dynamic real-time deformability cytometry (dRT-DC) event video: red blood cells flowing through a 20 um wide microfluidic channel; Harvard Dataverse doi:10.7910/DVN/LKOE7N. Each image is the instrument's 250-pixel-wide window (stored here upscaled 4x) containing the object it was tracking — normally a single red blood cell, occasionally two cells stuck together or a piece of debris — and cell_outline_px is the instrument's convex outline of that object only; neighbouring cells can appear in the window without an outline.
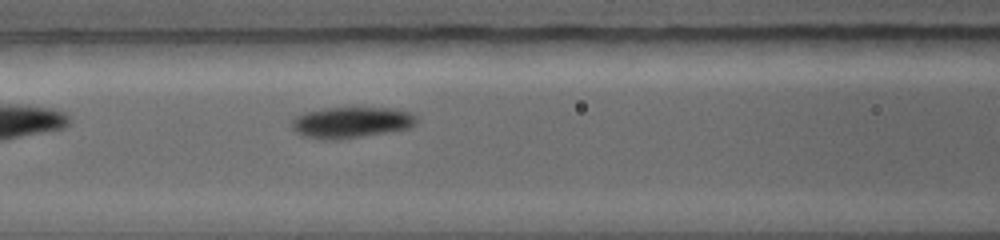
{"species": "common noctule bat (a hibernating species)", "species_latin": "Nyctalus noctula", "temperature_condition": "warm", "stored_images_in_passage": 23, "camera_frame_rate_fps": 5000, "um_per_image_px": 0.085, "animal": {"sex": "female", "body_mass_g": 19.0, "forearm_length_mm": 56.7}, "frame": {"image": 1, "passage_image": 10, "time_ms": 1.8, "image_size_px": [1000, 240], "cell_outline_px": [[416, 124], [408, 128], [388, 132], [336, 140], [324, 140], [304, 136], [296, 132], [292, 128], [292, 120], [296, 116], [304, 112], [324, 108], [392, 108], [408, 112], [416, 116]], "centroid_in_image_um": [29.82, 10.41], "position_along_channel_um": 136.8, "area_um2": 22.48}}
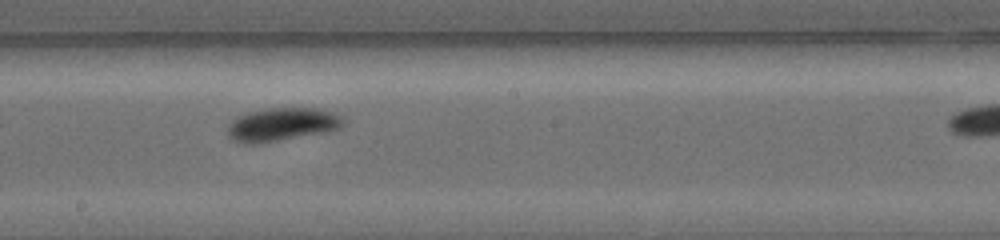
{"frame": {"image": 2, "passage_image": 20, "time_ms": 3.8, "image_size_px": [1000, 240], "cell_outline_px": [[344, 124], [340, 128], [324, 132], [256, 144], [244, 144], [232, 140], [228, 136], [228, 124], [236, 116], [248, 112], [264, 108], [316, 108], [332, 112], [340, 116], [344, 120]], "centroid_in_image_um": [23.91, 10.57], "position_along_channel_um": 224.3, "area_um2": 22.43}}